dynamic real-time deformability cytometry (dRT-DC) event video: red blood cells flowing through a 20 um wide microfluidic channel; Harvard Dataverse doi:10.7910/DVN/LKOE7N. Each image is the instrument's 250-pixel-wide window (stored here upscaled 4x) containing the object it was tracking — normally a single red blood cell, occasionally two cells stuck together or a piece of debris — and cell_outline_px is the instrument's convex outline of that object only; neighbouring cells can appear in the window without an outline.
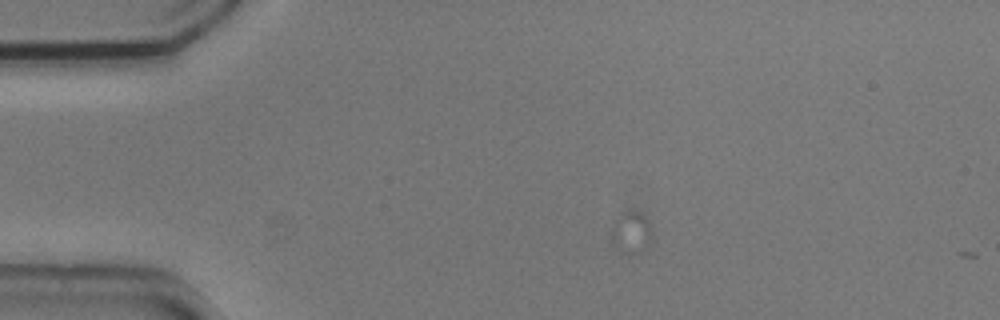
{"species": "common noctule bat (a hibernating species)", "species_latin": "Nyctalus noctula", "temperature_condition": "cold", "stored_images_in_passage": 3, "camera_frame_rate_fps": 3000, "um_per_image_px": 0.085, "animal": {"sex": "male", "body_mass_g": 20.5, "forearm_length_mm": 52.5}, "frame": {"image": 1, "passage_image": 2, "time_ms": 0.333, "image_size_px": [1000, 320], "cell_outline_px": [[652, 248], [644, 252], [628, 256], [620, 252], [616, 248], [612, 240], [612, 232], [616, 224], [628, 212], [640, 212], [652, 224]], "centroid_in_image_um": [53.8, 19.91], "position_along_channel_um": 31.2, "area_um2": 10.0}}